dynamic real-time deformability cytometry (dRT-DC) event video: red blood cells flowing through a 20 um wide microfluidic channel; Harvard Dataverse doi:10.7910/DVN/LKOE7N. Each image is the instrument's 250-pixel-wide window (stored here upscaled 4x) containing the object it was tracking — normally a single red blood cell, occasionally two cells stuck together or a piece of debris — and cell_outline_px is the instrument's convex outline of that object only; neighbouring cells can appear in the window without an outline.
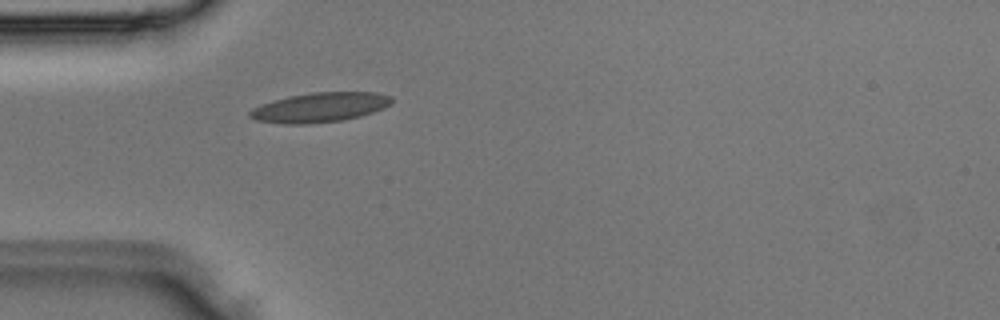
{"species": "Egyptian fruit bat (a non-hibernating species)", "species_latin": "Rousettus aegyptiacus", "temperature_condition": "room temperature", "stored_images_in_passage": 3, "camera_frame_rate_fps": 3000, "um_per_image_px": 0.085, "animal": {"sex": "male"}, "frame": {"image": 1, "passage_image": 3, "time_ms": 0.667, "image_size_px": [1000, 320], "cell_outline_px": [[392, 104], [384, 108], [360, 116], [344, 120], [304, 124], [284, 124], [256, 120], [248, 116], [248, 112], [252, 108], [288, 96], [312, 92], [376, 92], [392, 96]], "centroid_in_image_um": [27.21, 9.12], "position_along_channel_um": 57.8, "area_um2": 24.45}}